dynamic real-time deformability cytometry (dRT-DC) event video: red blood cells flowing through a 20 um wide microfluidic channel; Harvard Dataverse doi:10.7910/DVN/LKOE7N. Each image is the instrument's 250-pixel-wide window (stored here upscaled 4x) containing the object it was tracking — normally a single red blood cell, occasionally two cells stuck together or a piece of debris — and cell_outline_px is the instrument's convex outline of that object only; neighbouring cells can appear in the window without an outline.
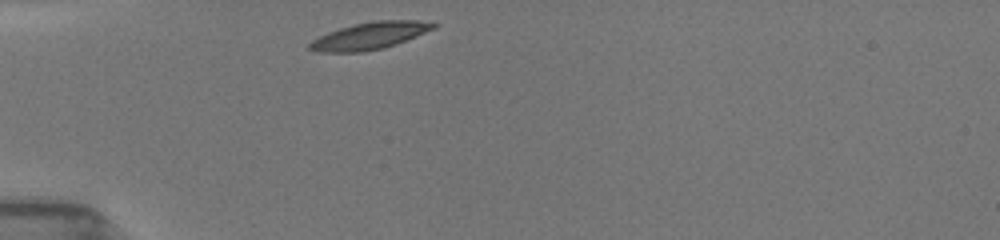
{"species": "common noctule bat (a hibernating species)", "species_latin": "Nyctalus noctula", "temperature_condition": "room temperature", "stored_images_in_passage": 6, "camera_frame_rate_fps": 3000, "um_per_image_px": 0.085, "animal": {"sex": "female", "body_mass_g": 19.5, "forearm_length_mm": 54.1}, "frame": {"image": 1, "passage_image": 1, "time_ms": 0.0, "image_size_px": [1000, 240], "cell_outline_px": [[440, 24], [436, 28], [396, 44], [384, 48], [360, 52], [316, 52], [308, 48], [308, 44], [312, 40], [328, 32], [340, 28], [372, 20], [416, 20]], "centroid_in_image_um": [31.44, 3.04], "position_along_channel_um": 53.6, "area_um2": 19.54}}
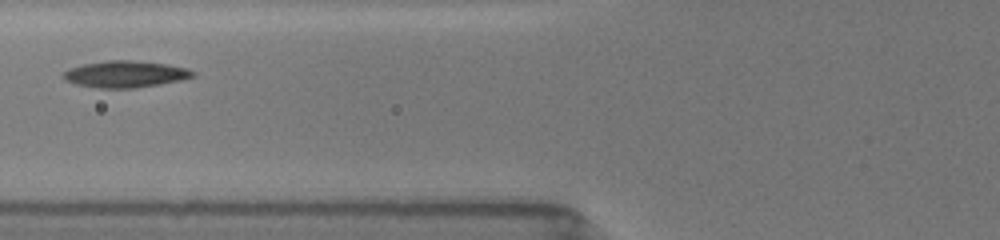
{"frame": {"image": 2, "passage_image": 4, "time_ms": 2.0, "image_size_px": [1000, 240], "cell_outline_px": [[196, 76], [180, 80], [160, 84], [136, 88], [100, 88], [76, 84], [64, 80], [60, 76], [68, 68], [84, 64], [108, 60], [132, 60], [168, 64], [188, 68], [196, 72]], "centroid_in_image_um": [10.66, 6.3], "position_along_channel_um": 115.1, "area_um2": 20.29}}